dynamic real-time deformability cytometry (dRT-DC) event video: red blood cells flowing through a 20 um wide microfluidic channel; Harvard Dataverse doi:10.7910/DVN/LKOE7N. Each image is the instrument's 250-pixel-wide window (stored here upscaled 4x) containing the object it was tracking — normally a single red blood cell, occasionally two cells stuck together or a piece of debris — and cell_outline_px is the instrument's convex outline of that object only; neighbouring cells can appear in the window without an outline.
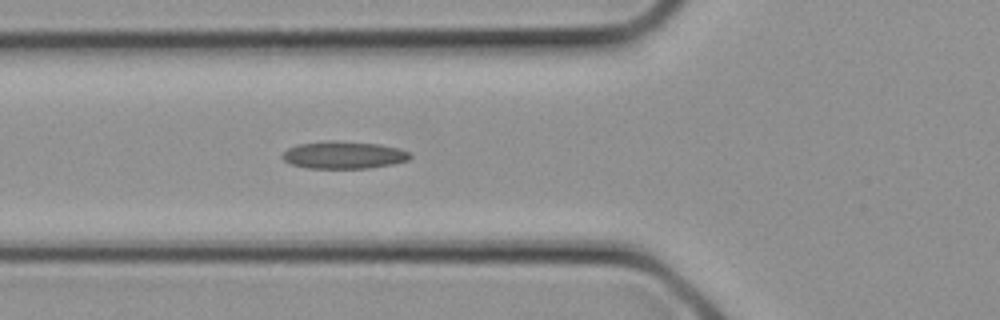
{"species": "common noctule bat (a hibernating species)", "species_latin": "Nyctalus noctula", "temperature_condition": "cold", "stored_images_in_passage": 4, "camera_frame_rate_fps": 3000, "um_per_image_px": 0.085, "animal": {"sex": "female", "body_mass_g": 21.9}, "frame": {"image": 1, "passage_image": 4, "time_ms": 1.0, "image_size_px": [1000, 320], "cell_outline_px": [[412, 156], [408, 160], [392, 164], [368, 168], [308, 168], [292, 164], [284, 160], [280, 156], [288, 148], [296, 144], [328, 140], [332, 140], [380, 144], [400, 148], [408, 152]], "centroid_in_image_um": [29.2, 13.16], "position_along_channel_um": 96.6, "area_um2": 20.46}}